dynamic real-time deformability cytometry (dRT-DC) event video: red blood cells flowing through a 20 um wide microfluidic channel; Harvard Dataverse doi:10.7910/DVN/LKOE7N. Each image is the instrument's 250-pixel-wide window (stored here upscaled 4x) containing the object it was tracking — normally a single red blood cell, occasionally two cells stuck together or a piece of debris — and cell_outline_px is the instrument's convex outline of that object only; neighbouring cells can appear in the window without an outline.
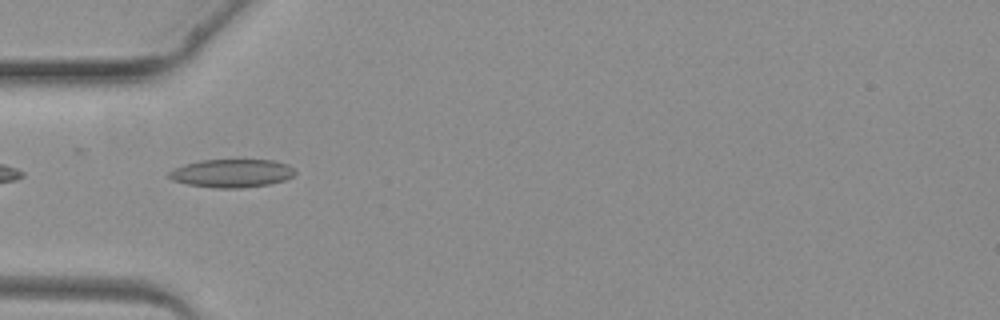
{"species": "common noctule bat (a hibernating species)", "species_latin": "Nyctalus noctula", "temperature_condition": "warm", "stored_images_in_passage": 3, "camera_frame_rate_fps": 3000, "um_per_image_px": 0.085, "animal": {"sex": "female", "body_mass_g": 19.3, "forearm_length_mm": 54.1}, "frame": {"image": 1, "passage_image": 3, "time_ms": 3.333, "image_size_px": [1000, 320], "cell_outline_px": [[296, 172], [292, 176], [284, 180], [268, 184], [240, 188], [212, 188], [188, 184], [172, 180], [168, 176], [168, 172], [184, 164], [200, 160], [272, 160], [288, 164]], "centroid_in_image_um": [19.68, 14.72], "position_along_channel_um": 65.3, "area_um2": 20.63}}